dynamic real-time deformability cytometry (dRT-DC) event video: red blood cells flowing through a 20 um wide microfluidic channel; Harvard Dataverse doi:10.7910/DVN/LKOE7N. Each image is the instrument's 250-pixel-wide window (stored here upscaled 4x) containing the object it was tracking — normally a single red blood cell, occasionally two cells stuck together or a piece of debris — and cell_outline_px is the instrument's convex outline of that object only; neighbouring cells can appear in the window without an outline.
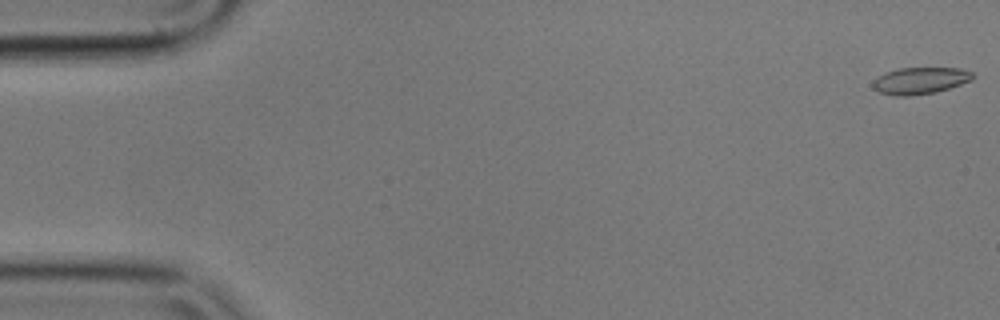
{"species": "common noctule bat (a hibernating species)", "species_latin": "Nyctalus noctula", "temperature_condition": "cold", "stored_images_in_passage": 11, "camera_frame_rate_fps": 3000, "um_per_image_px": 0.085, "animal": {"sex": "male", "body_mass_g": 17.9}, "frame": {"image": 1, "passage_image": 1, "time_ms": 0.0, "image_size_px": [1000, 320], "cell_outline_px": [[976, 76], [972, 80], [936, 92], [908, 96], [896, 96], [880, 92], [872, 88], [872, 80], [876, 76], [884, 72], [900, 68], [960, 68], [972, 72]], "centroid_in_image_um": [78.18, 6.85], "position_along_channel_um": 6.8, "area_um2": 15.72}}